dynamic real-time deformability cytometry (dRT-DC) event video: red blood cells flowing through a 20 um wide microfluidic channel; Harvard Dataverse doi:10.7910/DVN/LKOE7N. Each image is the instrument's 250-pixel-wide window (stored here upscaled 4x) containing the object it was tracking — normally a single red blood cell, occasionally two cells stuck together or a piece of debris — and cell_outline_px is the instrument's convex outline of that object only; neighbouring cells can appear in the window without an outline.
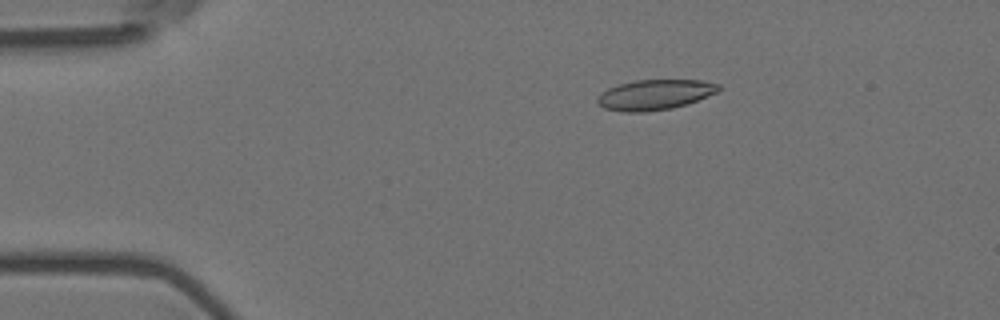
{"species": "Egyptian fruit bat (a non-hibernating species)", "species_latin": "Rousettus aegyptiacus", "temperature_condition": "room temperature", "stored_images_in_passage": 5, "camera_frame_rate_fps": 3000, "um_per_image_px": 0.085, "animal": {"sex": "female"}, "frame": {"image": 1, "passage_image": 3, "time_ms": 0.667, "image_size_px": [1000, 320], "cell_outline_px": [[720, 88], [716, 92], [688, 104], [672, 108], [644, 112], [624, 112], [604, 108], [596, 104], [596, 96], [600, 92], [608, 88], [620, 84], [636, 80], [700, 80], [720, 84]], "centroid_in_image_um": [55.61, 8.05], "position_along_channel_um": 29.4, "area_um2": 21.44}}